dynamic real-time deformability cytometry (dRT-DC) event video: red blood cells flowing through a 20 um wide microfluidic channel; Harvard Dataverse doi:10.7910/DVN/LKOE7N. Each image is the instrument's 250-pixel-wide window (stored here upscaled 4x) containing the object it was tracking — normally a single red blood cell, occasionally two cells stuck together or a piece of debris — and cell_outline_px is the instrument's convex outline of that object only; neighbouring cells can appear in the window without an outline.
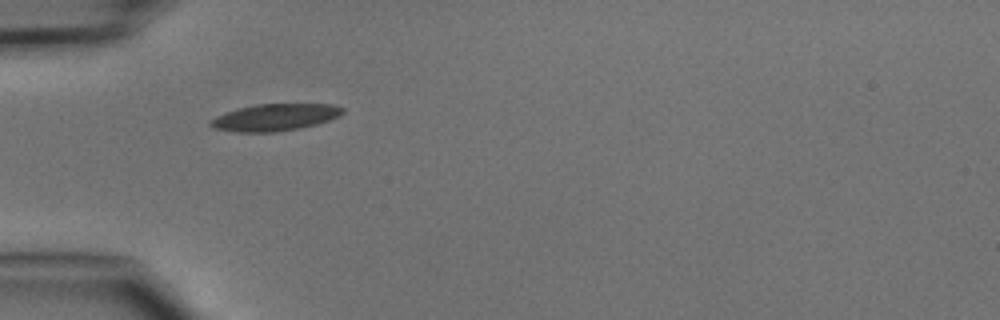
{"species": "common noctule bat (a hibernating species)", "species_latin": "Nyctalus noctula", "temperature_condition": "cold", "stored_images_in_passage": 3, "camera_frame_rate_fps": 3000, "um_per_image_px": 0.085, "animal": {"sex": "male", "body_mass_g": 15.6}, "frame": {"image": 1, "passage_image": 1, "time_ms": 0.0, "image_size_px": [1000, 320], "cell_outline_px": [[344, 112], [340, 116], [316, 124], [300, 128], [276, 132], [236, 132], [216, 128], [208, 124], [208, 120], [216, 116], [240, 108], [256, 104], [332, 104], [344, 108]], "centroid_in_image_um": [23.38, 9.97], "position_along_channel_um": 61.6, "area_um2": 20.63}}